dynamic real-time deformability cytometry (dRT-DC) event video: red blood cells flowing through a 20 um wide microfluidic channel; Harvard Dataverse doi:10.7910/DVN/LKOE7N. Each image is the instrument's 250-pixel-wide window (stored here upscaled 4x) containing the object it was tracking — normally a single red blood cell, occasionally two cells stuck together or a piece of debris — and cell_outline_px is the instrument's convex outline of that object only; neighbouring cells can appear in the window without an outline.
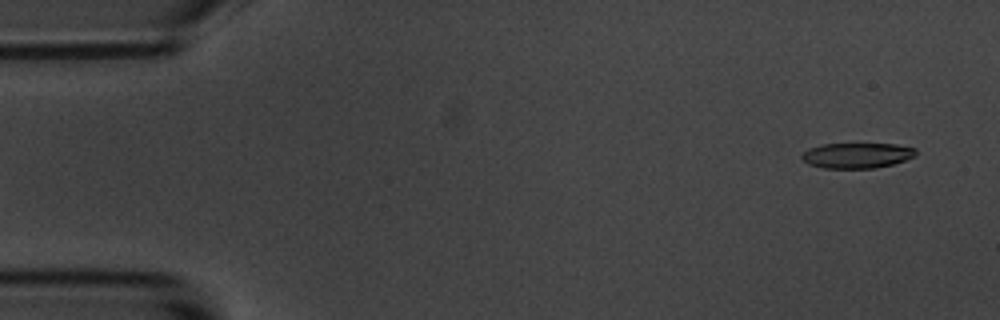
{"species": "common noctule bat (a hibernating species)", "species_latin": "Nyctalus noctula", "temperature_condition": "room temperature", "stored_images_in_passage": 9, "camera_frame_rate_fps": 3000, "um_per_image_px": 0.085, "animal": {"sex": "male", "body_mass_g": 20.1, "forearm_length_mm": 53.5}, "frame": {"image": 1, "passage_image": 1, "time_ms": 0.0, "image_size_px": [1000, 320], "cell_outline_px": [[916, 156], [892, 164], [876, 168], [824, 168], [808, 164], [800, 156], [808, 148], [820, 144], [896, 144], [916, 148]], "centroid_in_image_um": [72.83, 13.21], "position_along_channel_um": 12.2, "area_um2": 16.88}}
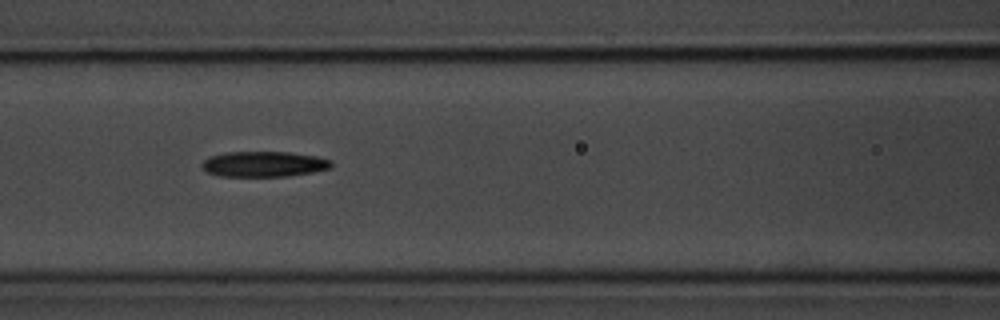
{"frame": {"image": 2, "passage_image": 7, "time_ms": 7.0, "image_size_px": [1000, 320], "cell_outline_px": [[332, 168], [312, 172], [288, 176], [220, 176], [208, 172], [200, 164], [208, 156], [224, 152], [288, 152], [316, 156], [332, 160]], "centroid_in_image_um": [22.43, 13.94], "position_along_channel_um": 144.2, "area_um2": 19.25}}
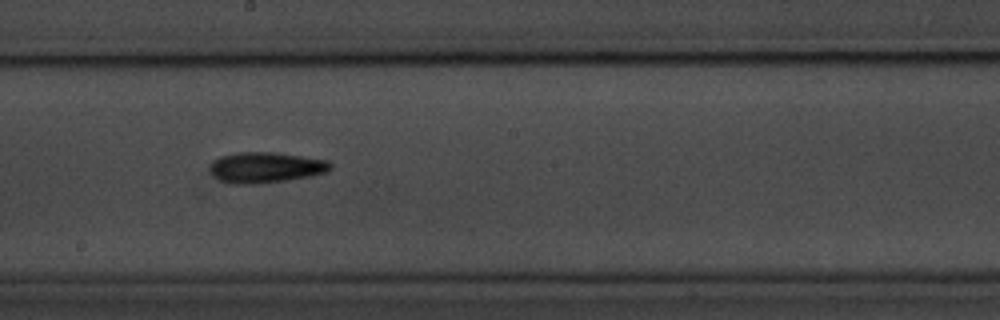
{"frame": {"image": 3, "passage_image": 9, "time_ms": 9.333, "image_size_px": [1000, 320], "cell_outline_px": [[332, 168], [328, 172], [312, 176], [288, 180], [256, 184], [232, 184], [220, 180], [208, 168], [212, 160], [220, 156], [236, 152], [272, 152], [328, 160], [332, 164]], "centroid_in_image_um": [22.59, 14.23], "position_along_channel_um": 225.6, "area_um2": 21.73}}